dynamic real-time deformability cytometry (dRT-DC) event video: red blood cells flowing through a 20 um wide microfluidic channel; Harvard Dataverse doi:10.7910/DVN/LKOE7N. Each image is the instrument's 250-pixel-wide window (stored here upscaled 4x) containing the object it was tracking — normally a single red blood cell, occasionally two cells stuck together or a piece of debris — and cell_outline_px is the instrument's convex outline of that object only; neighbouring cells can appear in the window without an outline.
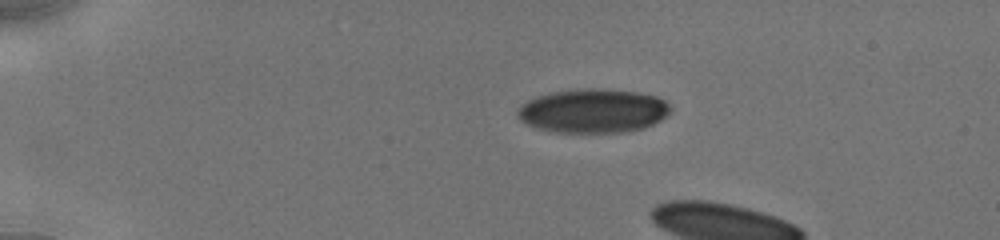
{"species": "human", "species_latin": "Homo sapiens", "temperature_condition": "cold", "stored_images_in_passage": 6, "camera_frame_rate_fps": 3000, "um_per_image_px": 0.085, "donor": {"sex": "male"}, "frame": {"image": 1, "passage_image": 1, "time_ms": 0.0, "image_size_px": [1000, 240], "cell_outline_px": [[672, 108], [668, 116], [644, 128], [628, 132], [552, 132], [536, 128], [520, 120], [516, 112], [520, 104], [536, 96], [552, 92], [588, 88], [592, 88], [640, 92], [656, 96], [664, 100]], "centroid_in_image_um": [50.42, 9.43], "position_along_channel_um": 34.6, "area_um2": 39.36}}